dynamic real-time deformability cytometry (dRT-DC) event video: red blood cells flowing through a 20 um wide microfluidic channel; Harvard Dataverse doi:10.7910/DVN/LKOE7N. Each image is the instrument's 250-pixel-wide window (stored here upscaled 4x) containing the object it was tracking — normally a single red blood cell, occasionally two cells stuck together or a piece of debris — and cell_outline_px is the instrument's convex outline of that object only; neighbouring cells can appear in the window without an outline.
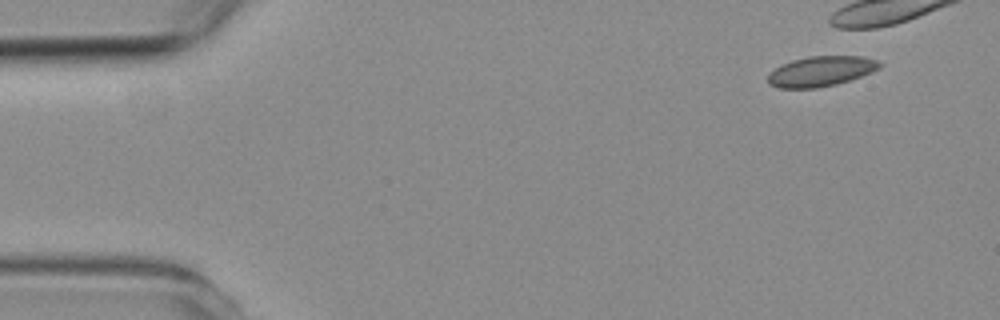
{"species": "common noctule bat (a hibernating species)", "species_latin": "Nyctalus noctula", "temperature_condition": "room temperature", "stored_images_in_passage": 4, "camera_frame_rate_fps": 3000, "um_per_image_px": 0.085, "animal": {"sex": "female", "body_mass_g": 19.3, "forearm_length_mm": 54.1}, "frame": {"image": 1, "passage_image": 1, "time_ms": 0.0, "image_size_px": [1000, 320], "cell_outline_px": [[884, 64], [880, 68], [872, 72], [836, 84], [816, 88], [780, 88], [768, 84], [768, 76], [780, 64], [792, 60], [808, 56], [860, 56], [876, 60]], "centroid_in_image_um": [69.78, 6.05], "position_along_channel_um": 15.2, "area_um2": 19.54}}